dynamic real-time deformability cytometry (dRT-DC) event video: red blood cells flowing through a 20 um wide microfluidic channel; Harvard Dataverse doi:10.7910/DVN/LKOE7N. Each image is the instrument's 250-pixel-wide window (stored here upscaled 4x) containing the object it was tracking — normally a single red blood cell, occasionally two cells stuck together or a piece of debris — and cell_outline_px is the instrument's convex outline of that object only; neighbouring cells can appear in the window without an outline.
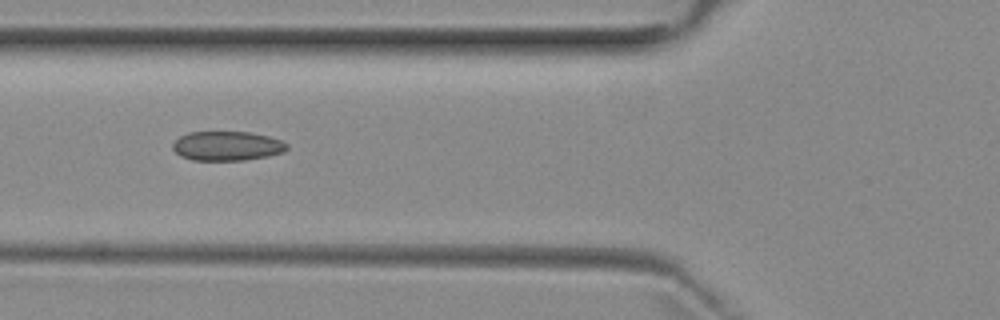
{"species": "common noctule bat (a hibernating species)", "species_latin": "Nyctalus noctula", "temperature_condition": "room temperature", "stored_images_in_passage": 7, "camera_frame_rate_fps": 3000, "um_per_image_px": 0.085, "animal": {"sex": "female", "body_mass_g": 29.2, "forearm_length_mm": 56.3}, "frame": {"image": 1, "passage_image": 6, "time_ms": 6.333, "image_size_px": [1000, 320], "cell_outline_px": [[288, 148], [284, 152], [268, 156], [244, 160], [192, 160], [180, 156], [172, 148], [172, 144], [180, 136], [188, 132], [248, 132], [268, 136], [280, 140], [288, 144]], "centroid_in_image_um": [19.29, 12.41], "position_along_channel_um": 106.5, "area_um2": 19.54}}
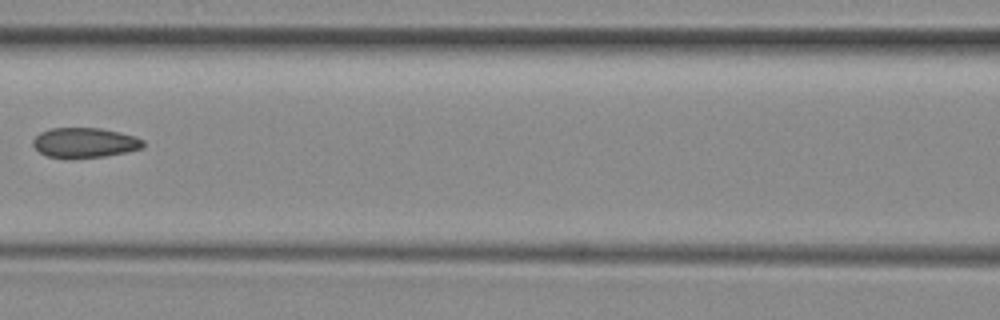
{"frame": {"image": 2, "passage_image": 7, "time_ms": 7.667, "image_size_px": [1000, 320], "cell_outline_px": [[144, 148], [128, 152], [104, 156], [72, 160], [64, 160], [48, 156], [40, 152], [32, 144], [32, 140], [40, 132], [48, 128], [100, 128], [120, 132], [136, 136], [144, 140]], "centroid_in_image_um": [7.2, 12.15], "position_along_channel_um": 159.4, "area_um2": 19.83}}